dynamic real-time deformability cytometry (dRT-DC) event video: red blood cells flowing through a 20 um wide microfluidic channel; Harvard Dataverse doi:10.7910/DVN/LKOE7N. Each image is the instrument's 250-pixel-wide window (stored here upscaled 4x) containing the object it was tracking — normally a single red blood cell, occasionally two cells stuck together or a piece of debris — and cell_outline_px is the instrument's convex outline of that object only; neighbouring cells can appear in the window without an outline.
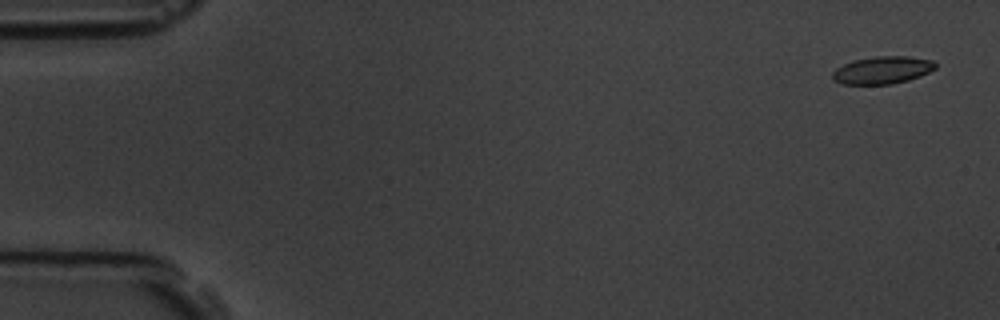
{"species": "common noctule bat (a hibernating species)", "species_latin": "Nyctalus noctula", "temperature_condition": "room temperature", "stored_images_in_passage": 15, "camera_frame_rate_fps": 3000, "um_per_image_px": 0.085, "animal": {"sex": "male", "body_mass_g": 19.5, "forearm_length_mm": 54.6}, "frame": {"image": 1, "passage_image": 1, "time_ms": 0.0, "image_size_px": [1000, 320], "cell_outline_px": [[936, 68], [920, 76], [908, 80], [892, 84], [840, 84], [832, 80], [832, 72], [836, 68], [852, 60], [876, 56], [908, 56], [932, 60], [936, 64]], "centroid_in_image_um": [74.97, 5.96], "position_along_channel_um": 10.0, "area_um2": 16.59}}
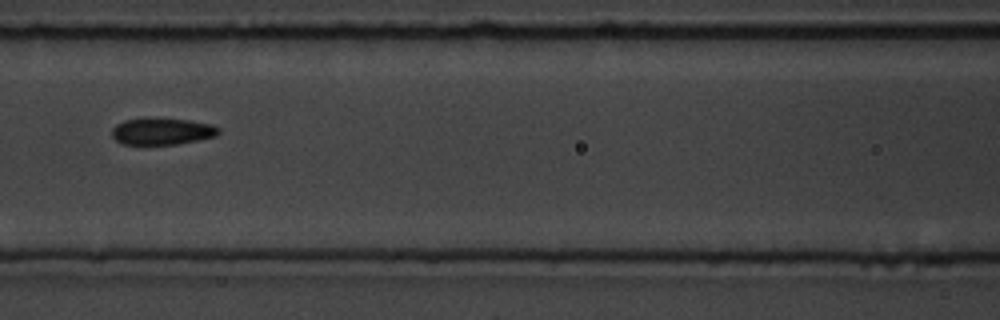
{"frame": {"image": 2, "passage_image": 7, "time_ms": 7.667, "image_size_px": [1000, 320], "cell_outline_px": [[220, 132], [216, 136], [176, 144], [120, 144], [112, 136], [112, 128], [116, 124], [124, 120], [188, 120], [212, 124], [220, 128]], "centroid_in_image_um": [13.78, 11.19], "position_along_channel_um": 152.8, "area_um2": 16.07}}
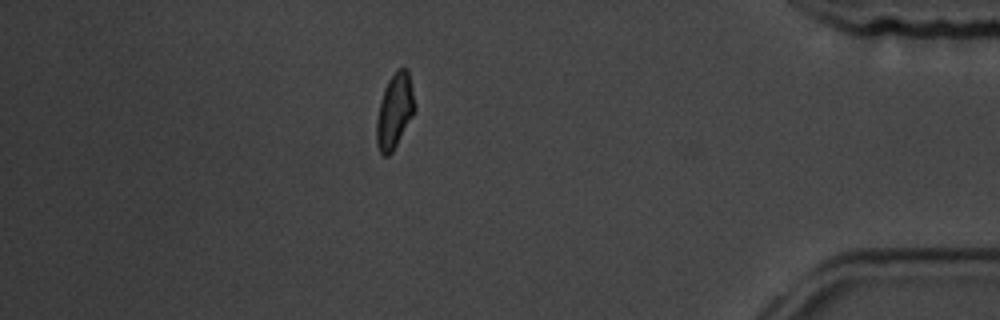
{"frame": {"image": 3, "passage_image": 14, "time_ms": 15.667, "image_size_px": [1000, 320], "cell_outline_px": [[416, 108], [412, 116], [392, 152], [388, 156], [384, 156], [380, 152], [376, 144], [376, 120], [380, 100], [384, 88], [388, 80], [404, 64], [408, 68]], "centroid_in_image_um": [33.53, 9.41], "position_along_channel_um": 401.7, "area_um2": 16.65}, "authors_computed_cell_mechanics": {"area_um2": 16.8198, "velocity_mm_per_s": 3.6346, "shape_relaxation_time_tau1_ms": 2.761, "shape_relaxation_time_tau2_ms": 2.7979, "deformation_change_tau1": 0.1054, "deformation_change_tau2": 0.0622}}